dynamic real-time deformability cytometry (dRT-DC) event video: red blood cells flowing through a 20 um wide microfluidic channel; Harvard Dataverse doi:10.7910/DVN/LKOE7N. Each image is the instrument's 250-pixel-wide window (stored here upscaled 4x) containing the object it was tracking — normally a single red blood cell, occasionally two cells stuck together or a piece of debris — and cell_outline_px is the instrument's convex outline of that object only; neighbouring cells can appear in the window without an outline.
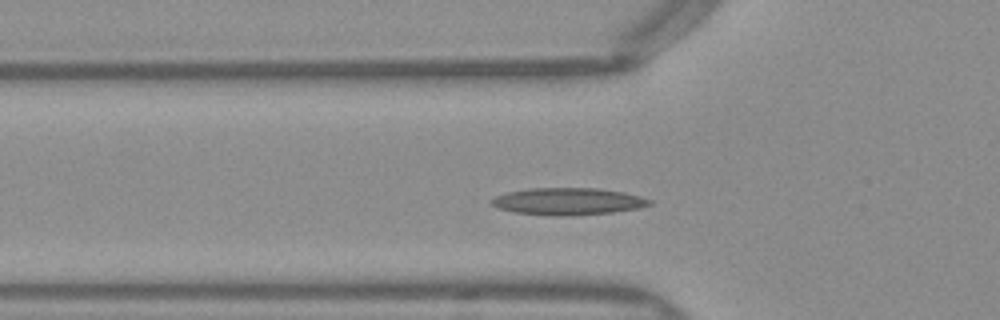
{"species": "Egyptian fruit bat (a non-hibernating species)", "species_latin": "Rousettus aegyptiacus", "temperature_condition": "warm", "stored_images_in_passage": 31, "camera_frame_rate_fps": 3000, "um_per_image_px": 0.085, "frame": {"image": 1, "passage_image": 4, "time_ms": 1.0, "image_size_px": [1000, 320], "cell_outline_px": [[652, 204], [640, 208], [612, 212], [572, 216], [548, 216], [516, 212], [500, 208], [492, 204], [488, 200], [496, 196], [508, 192], [532, 188], [596, 188], [624, 192], [652, 200]], "centroid_in_image_um": [48.29, 17.12], "position_along_channel_um": 77.5, "area_um2": 24.91}}
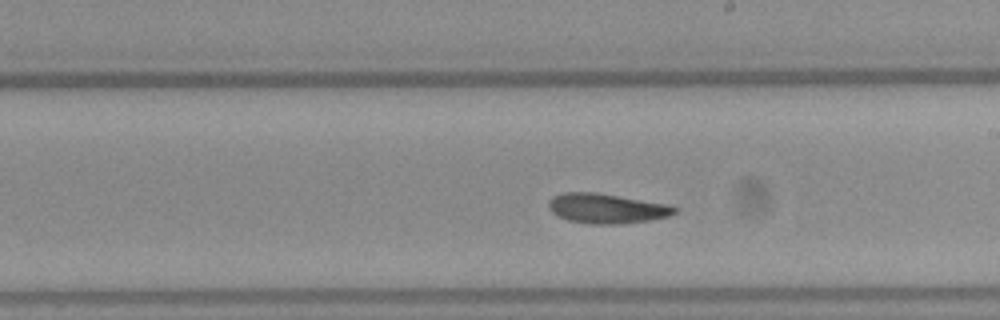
{"frame": {"image": 2, "passage_image": 16, "time_ms": 5.0, "image_size_px": [1000, 320], "cell_outline_px": [[676, 212], [668, 216], [648, 220], [620, 224], [588, 224], [568, 220], [556, 216], [548, 208], [548, 200], [552, 196], [564, 192], [596, 192], [668, 204], [676, 208]], "centroid_in_image_um": [51.5, 17.71], "position_along_channel_um": 237.5, "area_um2": 21.96}}
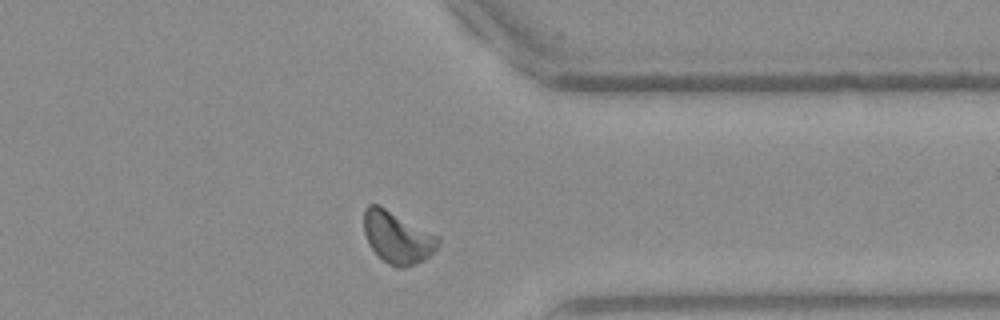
{"frame": {"image": 3, "passage_image": 27, "time_ms": 8.667, "image_size_px": [1000, 320], "cell_outline_px": [[440, 240], [436, 248], [424, 260], [404, 268], [400, 268], [388, 264], [372, 248], [364, 232], [364, 208], [368, 204], [380, 204], [436, 236]], "centroid_in_image_um": [33.74, 20.16], "position_along_channel_um": 377.7, "area_um2": 21.96}, "authors_computed_cell_mechanics": {"area_um2": 21.5016, "velocity_mm_per_s": 3.9729, "shape_relaxation_time_tau1_ms": null, "shape_relaxation_time_tau2_ms": 4.4531, "deformation_change_tau1": null, "deformation_change_tau2": 0.1126}}